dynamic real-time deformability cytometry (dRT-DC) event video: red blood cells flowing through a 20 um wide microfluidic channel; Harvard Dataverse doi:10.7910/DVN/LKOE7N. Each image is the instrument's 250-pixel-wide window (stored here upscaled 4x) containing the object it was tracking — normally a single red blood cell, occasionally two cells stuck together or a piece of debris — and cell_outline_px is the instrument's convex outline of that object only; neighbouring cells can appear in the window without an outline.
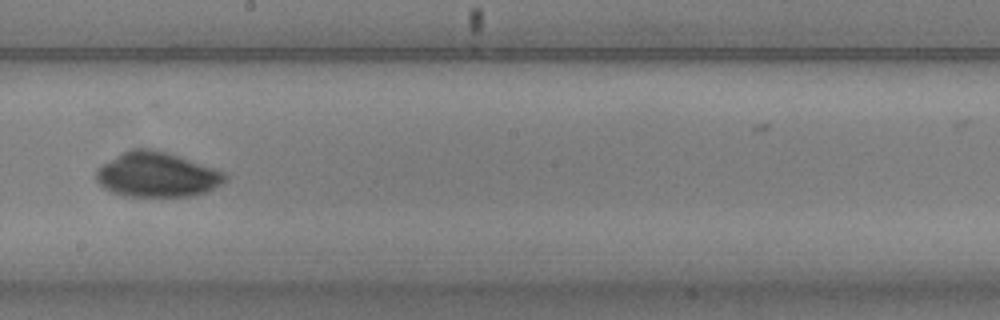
{"species": "common noctule bat (a hibernating species)", "species_latin": "Nyctalus noctula", "temperature_condition": "warm", "stored_images_in_passage": 9, "camera_frame_rate_fps": 3000, "um_per_image_px": 0.085, "animal": {"sex": "male", "body_mass_g": 20.5, "forearm_length_mm": 52.5}, "frame": {"image": 1, "passage_image": 9, "time_ms": 2.667, "image_size_px": [1000, 320], "cell_outline_px": [[228, 180], [204, 192], [192, 196], [124, 196], [112, 192], [104, 188], [96, 180], [96, 168], [116, 156], [132, 148], [156, 148], [168, 152], [224, 172], [228, 176]], "centroid_in_image_um": [13.32, 14.84], "position_along_channel_um": 234.9, "area_um2": 33.58}}